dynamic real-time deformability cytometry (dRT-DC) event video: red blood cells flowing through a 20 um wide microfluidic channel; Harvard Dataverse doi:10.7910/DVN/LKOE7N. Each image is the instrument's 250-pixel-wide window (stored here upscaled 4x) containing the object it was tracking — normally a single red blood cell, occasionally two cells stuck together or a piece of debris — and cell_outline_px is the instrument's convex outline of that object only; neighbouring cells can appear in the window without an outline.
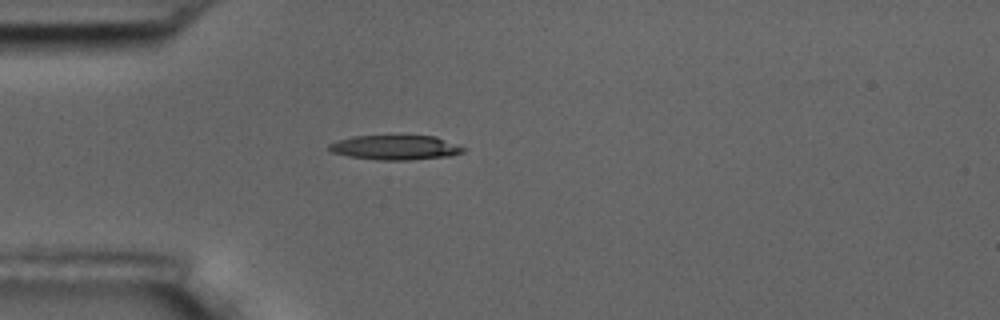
{"species": "common noctule bat (a hibernating species)", "species_latin": "Nyctalus noctula", "temperature_condition": "room temperature", "stored_images_in_passage": 2, "camera_frame_rate_fps": 3000, "um_per_image_px": 0.085, "animal": {"sex": "male", "body_mass_g": 17.5, "forearm_length_mm": 52.3}, "frame": {"image": 1, "passage_image": 1, "time_ms": 0.0, "image_size_px": [1000, 320], "cell_outline_px": [[468, 148], [464, 152], [452, 156], [408, 160], [376, 160], [348, 156], [332, 152], [328, 148], [328, 144], [352, 136], [436, 136]], "centroid_in_image_um": [33.66, 12.54], "position_along_channel_um": 51.3, "area_um2": 19.36}}